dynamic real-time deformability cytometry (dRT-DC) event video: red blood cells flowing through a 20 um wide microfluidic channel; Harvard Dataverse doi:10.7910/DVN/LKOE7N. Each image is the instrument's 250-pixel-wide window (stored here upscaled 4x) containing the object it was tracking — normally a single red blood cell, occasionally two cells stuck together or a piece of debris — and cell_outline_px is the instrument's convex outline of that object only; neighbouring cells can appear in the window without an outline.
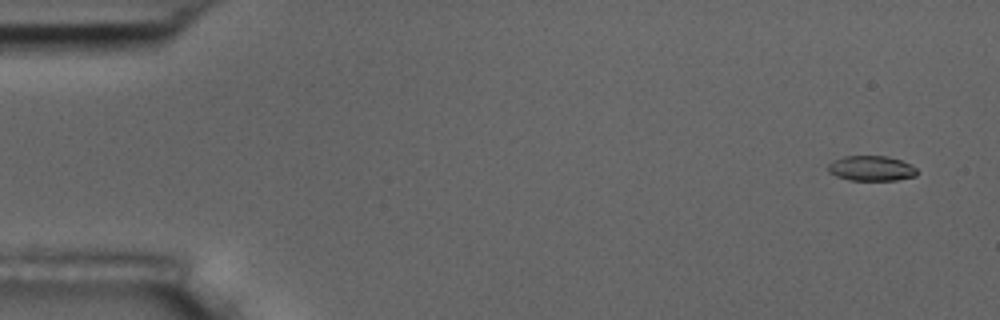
{"species": "common noctule bat (a hibernating species)", "species_latin": "Nyctalus noctula", "temperature_condition": "room temperature", "stored_images_in_passage": 4, "camera_frame_rate_fps": 3000, "um_per_image_px": 0.085, "animal": {"sex": "male", "body_mass_g": 17.5, "forearm_length_mm": 52.3}, "frame": {"image": 1, "passage_image": 1, "time_ms": 0.0, "image_size_px": [1000, 320], "cell_outline_px": [[916, 176], [896, 180], [848, 180], [836, 176], [828, 172], [828, 164], [832, 160], [844, 156], [888, 156], [900, 160], [916, 168]], "centroid_in_image_um": [74.01, 14.31], "position_along_channel_um": 11.0, "area_um2": 13.01}}
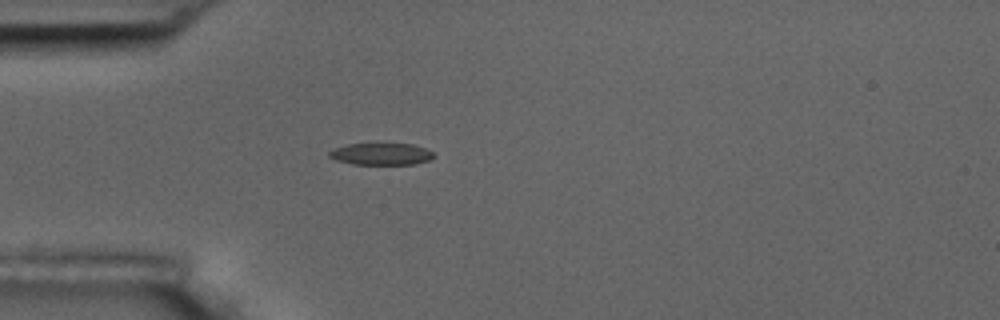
{"frame": {"image": 2, "passage_image": 4, "time_ms": 4.333, "image_size_px": [1000, 320], "cell_outline_px": [[432, 156], [428, 160], [412, 164], [352, 164], [336, 160], [328, 156], [328, 152], [332, 148], [348, 144], [412, 144], [424, 148], [432, 152]], "centroid_in_image_um": [32.31, 13.09], "position_along_channel_um": 52.7, "area_um2": 13.12}}